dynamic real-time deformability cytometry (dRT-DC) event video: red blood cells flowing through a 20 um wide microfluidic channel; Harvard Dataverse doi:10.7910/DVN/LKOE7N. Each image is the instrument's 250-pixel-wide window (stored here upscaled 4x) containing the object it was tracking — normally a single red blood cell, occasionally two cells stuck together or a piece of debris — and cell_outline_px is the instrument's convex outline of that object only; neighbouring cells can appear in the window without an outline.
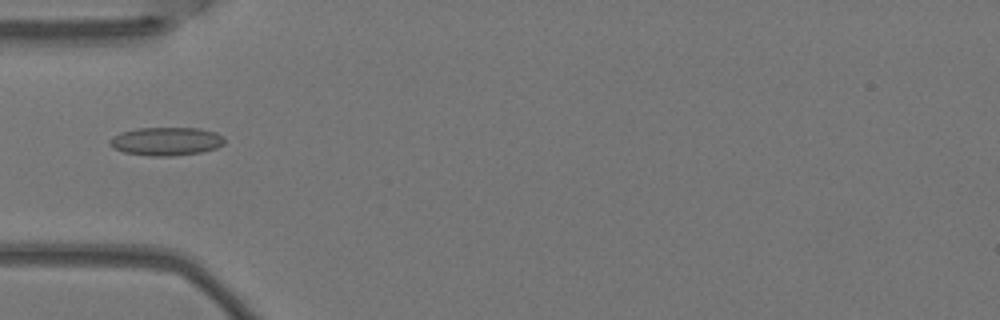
{"species": "Egyptian fruit bat (a non-hibernating species)", "species_latin": "Rousettus aegyptiacus", "temperature_condition": "warm", "stored_images_in_passage": 5, "camera_frame_rate_fps": 3000, "um_per_image_px": 0.085, "animal": {"sex": "female"}, "frame": {"image": 1, "passage_image": 5, "time_ms": 1.333, "image_size_px": [1000, 320], "cell_outline_px": [[224, 144], [216, 148], [200, 152], [172, 156], [148, 156], [124, 152], [112, 148], [108, 144], [108, 140], [112, 136], [120, 132], [136, 128], [200, 128], [216, 132], [224, 136]], "centroid_in_image_um": [14.09, 12.01], "position_along_channel_um": 70.9, "area_um2": 19.19}}